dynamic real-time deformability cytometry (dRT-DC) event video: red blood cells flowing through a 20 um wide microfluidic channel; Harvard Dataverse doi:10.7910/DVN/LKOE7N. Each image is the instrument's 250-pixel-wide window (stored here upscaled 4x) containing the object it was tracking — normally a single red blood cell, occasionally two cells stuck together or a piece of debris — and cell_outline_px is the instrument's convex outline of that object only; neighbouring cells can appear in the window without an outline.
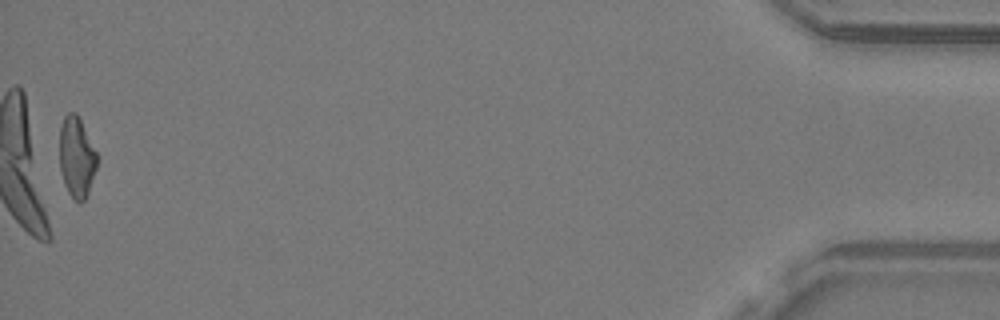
{"species": "common noctule bat (a hibernating species)", "species_latin": "Nyctalus noctula", "temperature_condition": "warm", "stored_images_in_passage": 56, "camera_frame_rate_fps": 3000, "um_per_image_px": 0.085, "animal": {"sex": "male", "body_mass_g": 19.2, "forearm_length_mm": 51.8}, "frame": {"image": 1, "passage_image": 56, "time_ms": 18.333, "image_size_px": [1000, 320], "cell_outline_px": [[96, 168], [88, 192], [84, 200], [80, 204], [68, 192], [64, 184], [60, 168], [60, 128], [64, 116], [68, 112], [76, 112], [96, 152]], "centroid_in_image_um": [6.49, 13.36], "position_along_channel_um": 428.7, "area_um2": 17.22}, "authors_computed_cell_mechanics": {"area_um2": 18.496, "velocity_mm_per_s": 3.8528, "shape_relaxation_time_tau1_ms": null, "shape_relaxation_time_tau2_ms": 3.2172, "deformation_change_tau1": null, "deformation_change_tau2": 0.1191}}